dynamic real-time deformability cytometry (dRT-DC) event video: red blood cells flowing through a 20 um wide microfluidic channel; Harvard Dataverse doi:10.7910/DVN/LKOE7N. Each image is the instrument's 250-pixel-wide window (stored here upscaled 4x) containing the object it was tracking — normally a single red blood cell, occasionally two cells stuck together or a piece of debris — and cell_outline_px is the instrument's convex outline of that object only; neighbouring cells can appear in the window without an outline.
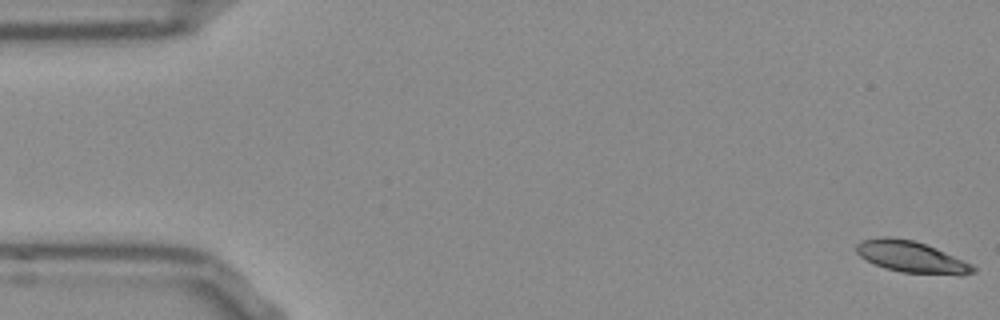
{"species": "Egyptian fruit bat (a non-hibernating species)", "species_latin": "Rousettus aegyptiacus", "temperature_condition": "room temperature", "stored_images_in_passage": 13, "camera_frame_rate_fps": 3000, "um_per_image_px": 0.085, "frame": {"image": 1, "passage_image": 1, "time_ms": 0.0, "image_size_px": [1000, 320], "cell_outline_px": [[976, 272], [960, 276], [900, 272], [884, 268], [860, 256], [856, 252], [856, 244], [860, 240], [880, 236], [888, 236], [912, 240], [936, 248], [972, 264], [976, 268]], "centroid_in_image_um": [77.48, 21.85], "position_along_channel_um": 7.5, "area_um2": 21.56}}
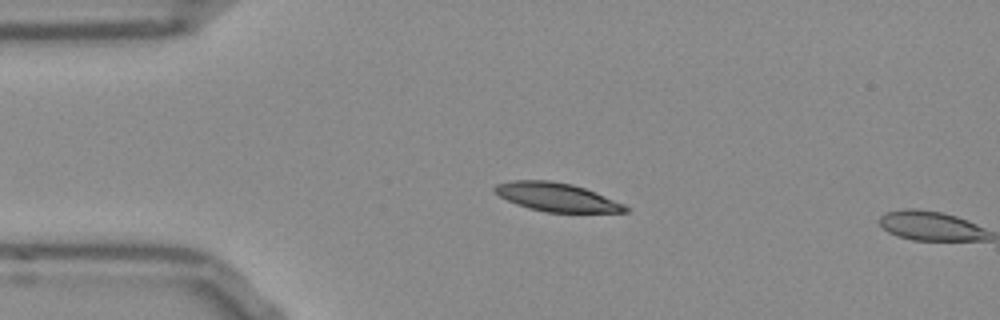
{"frame": {"image": 2, "passage_image": 12, "time_ms": 3.667, "image_size_px": [1000, 320], "cell_outline_px": [[628, 212], [544, 212], [528, 208], [516, 204], [500, 196], [492, 188], [496, 184], [508, 180], [552, 180], [572, 184], [596, 192], [624, 204], [628, 208]], "centroid_in_image_um": [47.29, 16.74], "position_along_channel_um": 37.7, "area_um2": 21.73}}